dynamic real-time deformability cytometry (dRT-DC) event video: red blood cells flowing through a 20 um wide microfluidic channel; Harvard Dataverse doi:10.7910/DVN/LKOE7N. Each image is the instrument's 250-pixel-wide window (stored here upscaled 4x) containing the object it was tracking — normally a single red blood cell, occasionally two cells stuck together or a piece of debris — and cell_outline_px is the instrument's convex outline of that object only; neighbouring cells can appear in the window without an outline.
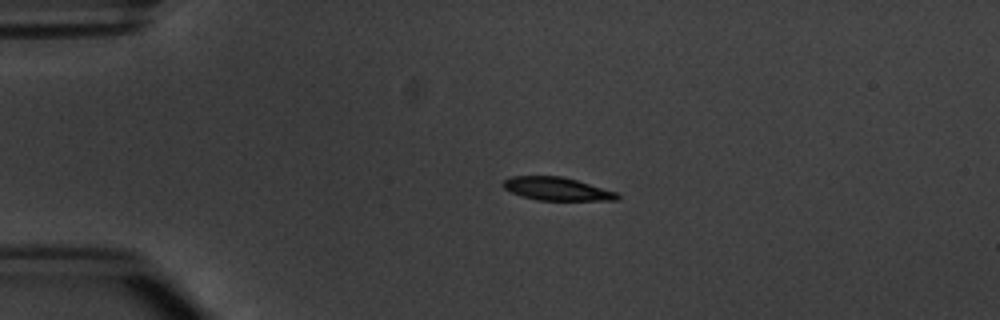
{"species": "common noctule bat (a hibernating species)", "species_latin": "Nyctalus noctula", "temperature_condition": "warm", "stored_images_in_passage": 4, "camera_frame_rate_fps": 3000, "um_per_image_px": 0.085, "animal": {"sex": "male", "body_mass_g": 20.1, "forearm_length_mm": 53.5}, "frame": {"image": 1, "passage_image": 3, "time_ms": 2.333, "image_size_px": [1000, 320], "cell_outline_px": [[620, 196], [616, 200], [536, 200], [512, 192], [504, 188], [500, 184], [504, 180], [512, 176], [560, 176], [576, 180], [616, 192]], "centroid_in_image_um": [47.3, 16.05], "position_along_channel_um": 37.7, "area_um2": 15.14}}